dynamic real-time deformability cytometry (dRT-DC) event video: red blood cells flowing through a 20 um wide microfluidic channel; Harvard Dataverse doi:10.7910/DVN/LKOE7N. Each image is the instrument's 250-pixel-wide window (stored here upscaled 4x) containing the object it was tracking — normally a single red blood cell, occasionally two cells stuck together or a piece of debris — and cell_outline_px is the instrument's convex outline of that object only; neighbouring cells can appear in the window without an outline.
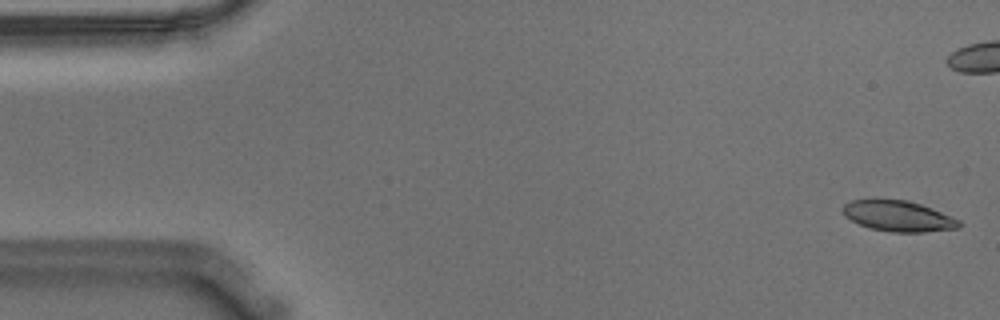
{"species": "Egyptian fruit bat (a non-hibernating species)", "species_latin": "Rousettus aegyptiacus", "temperature_condition": "warm", "stored_images_in_passage": 57, "camera_frame_rate_fps": 3000, "um_per_image_px": 0.085, "animal": {"sex": "male"}, "frame": {"image": 1, "passage_image": 2, "time_ms": 0.333, "image_size_px": [1000, 320], "cell_outline_px": [[960, 228], [924, 232], [888, 232], [872, 228], [860, 224], [844, 216], [840, 208], [844, 204], [852, 200], [908, 200], [920, 204], [960, 220]], "centroid_in_image_um": [76.33, 18.37], "position_along_channel_um": 8.7, "area_um2": 20.58}}
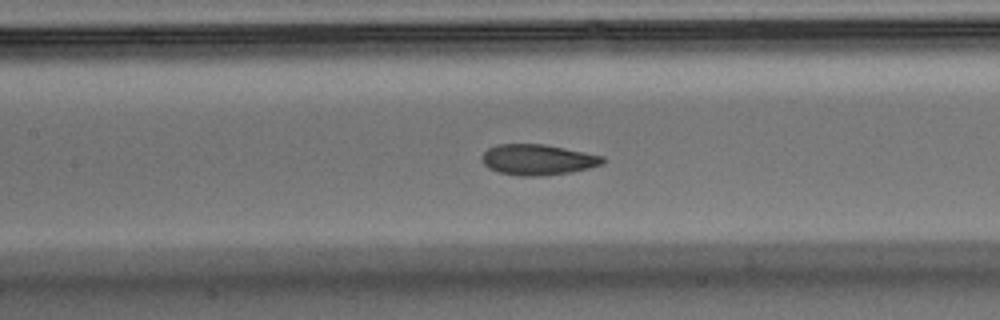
{"frame": {"image": 2, "passage_image": 25, "time_ms": 8.0, "image_size_px": [1000, 320], "cell_outline_px": [[608, 160], [604, 164], [572, 172], [544, 176], [520, 176], [496, 172], [488, 168], [484, 164], [480, 156], [488, 148], [496, 144], [544, 144], [604, 156]], "centroid_in_image_um": [45.71, 13.58], "position_along_channel_um": 161.7, "area_um2": 21.91}}
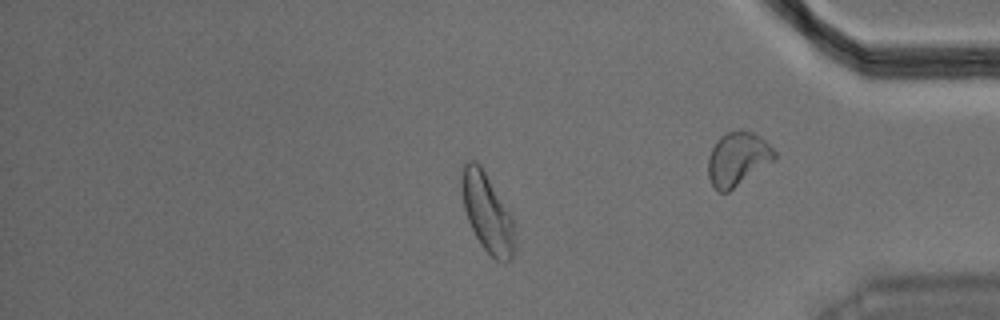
{"frame": {"image": 3, "passage_image": 47, "time_ms": 15.333, "image_size_px": [1000, 320], "cell_outline_px": [[516, 252], [504, 264], [496, 260], [480, 244], [468, 220], [464, 208], [460, 188], [460, 172], [464, 164], [468, 160], [476, 160], [480, 164], [512, 216], [516, 248]], "centroid_in_image_um": [41.4, 18.07], "position_along_channel_um": 393.8, "area_um2": 24.57}, "authors_computed_cell_mechanics": {"area_um2": 21.9062, "velocity_mm_per_s": 3.5904, "shape_relaxation_time_tau1_ms": 4.0991, "shape_relaxation_time_tau2_ms": 1.5107, "deformation_change_tau1": 0.1372, "deformation_change_tau2": 0.0512}}